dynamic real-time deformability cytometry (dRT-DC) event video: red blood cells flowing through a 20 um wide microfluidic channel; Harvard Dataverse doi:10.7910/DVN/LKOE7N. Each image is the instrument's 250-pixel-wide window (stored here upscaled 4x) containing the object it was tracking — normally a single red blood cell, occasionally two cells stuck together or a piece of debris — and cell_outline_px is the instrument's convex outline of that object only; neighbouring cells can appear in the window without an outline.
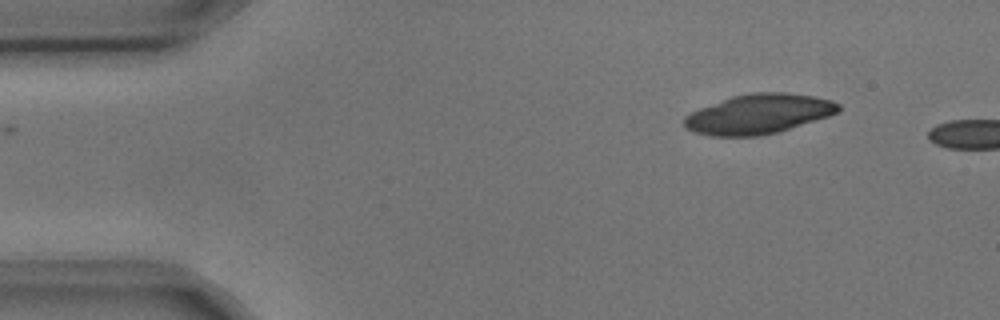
{"species": "common noctule bat (a hibernating species)", "species_latin": "Nyctalus noctula", "temperature_condition": "cold", "stored_images_in_passage": 5, "segment_of_instrument_passage": [2, 2], "camera_frame_rate_fps": 3000, "um_per_image_px": 0.085, "animal": {"sex": "male", "body_mass_g": 17.9, "forearm_length_mm": 54.2}, "frame": {"image": 1, "passage_image": 5, "time_ms": 1.333, "image_size_px": [1000, 320], "cell_outline_px": [[840, 108], [836, 112], [828, 116], [780, 132], [760, 136], [712, 136], [696, 132], [688, 128], [684, 124], [684, 116], [700, 108], [732, 96], [752, 92], [784, 92], [812, 96], [832, 100], [840, 104]], "centroid_in_image_um": [64.49, 9.69], "position_along_channel_um": 20.5, "area_um2": 35.49}}